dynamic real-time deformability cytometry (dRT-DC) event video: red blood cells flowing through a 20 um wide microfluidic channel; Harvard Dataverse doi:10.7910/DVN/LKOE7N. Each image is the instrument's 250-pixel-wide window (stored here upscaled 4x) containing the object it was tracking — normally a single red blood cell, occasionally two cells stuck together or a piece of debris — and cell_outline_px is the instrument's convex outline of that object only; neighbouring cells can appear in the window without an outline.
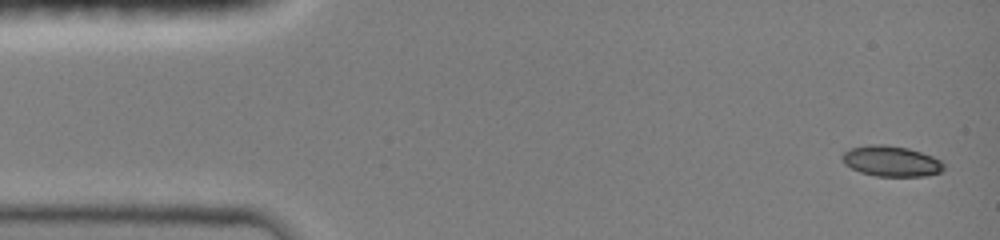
{"species": "common noctule bat (a hibernating species)", "species_latin": "Nyctalus noctula", "temperature_condition": "room temperature", "stored_images_in_passage": 7, "camera_frame_rate_fps": 3000, "um_per_image_px": 0.085, "animal": {"sex": "female", "body_mass_g": 19.0, "forearm_length_mm": 51.5}, "frame": {"image": 1, "passage_image": 1, "time_ms": 0.0, "image_size_px": [1000, 240], "cell_outline_px": [[944, 168], [940, 172], [924, 176], [876, 176], [860, 172], [844, 164], [840, 156], [844, 152], [852, 148], [872, 144], [880, 144], [908, 148], [932, 156], [940, 160], [944, 164]], "centroid_in_image_um": [75.74, 13.7], "position_along_channel_um": 9.3, "area_um2": 17.98}}